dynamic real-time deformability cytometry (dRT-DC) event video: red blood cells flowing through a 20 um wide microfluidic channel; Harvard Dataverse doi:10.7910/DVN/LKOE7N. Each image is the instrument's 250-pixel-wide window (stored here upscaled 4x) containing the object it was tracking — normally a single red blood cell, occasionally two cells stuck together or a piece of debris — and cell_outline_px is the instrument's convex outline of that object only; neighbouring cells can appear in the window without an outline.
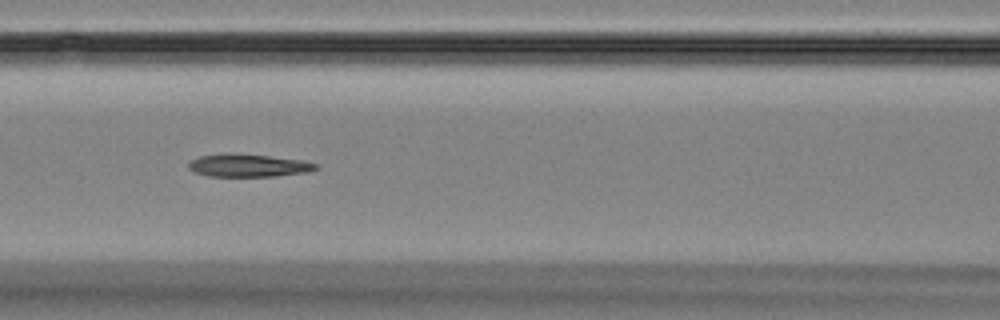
{"species": "Egyptian fruit bat (a non-hibernating species)", "species_latin": "Rousettus aegyptiacus", "temperature_condition": "room temperature", "stored_images_in_passage": 9, "camera_frame_rate_fps": 3000, "um_per_image_px": 0.085, "animal": {"sex": "female"}, "frame": {"image": 1, "passage_image": 7, "time_ms": 6.667, "image_size_px": [1000, 320], "cell_outline_px": [[320, 168], [308, 172], [276, 176], [208, 176], [192, 172], [188, 168], [188, 164], [192, 160], [200, 156], [268, 156], [304, 160], [320, 164]], "centroid_in_image_um": [21.22, 14.11], "position_along_channel_um": 145.4, "area_um2": 16.18}}
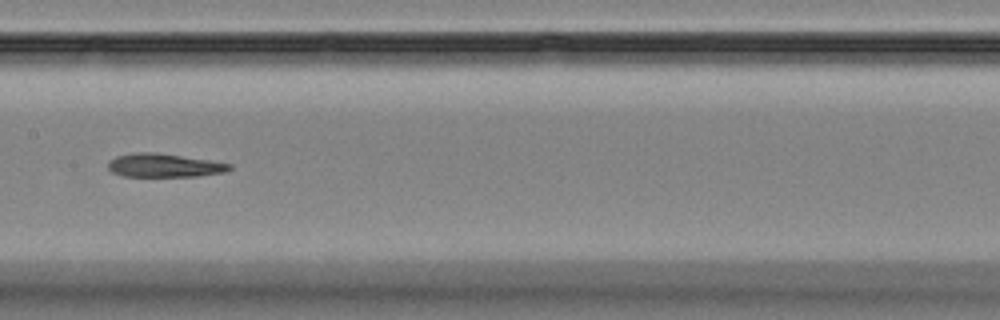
{"frame": {"image": 2, "passage_image": 8, "time_ms": 8.0, "image_size_px": [1000, 320], "cell_outline_px": [[232, 168], [224, 172], [196, 176], [124, 176], [112, 172], [108, 168], [108, 160], [116, 156], [136, 152], [156, 152], [208, 160], [232, 164]], "centroid_in_image_um": [13.92, 14.05], "position_along_channel_um": 193.5, "area_um2": 16.53}}
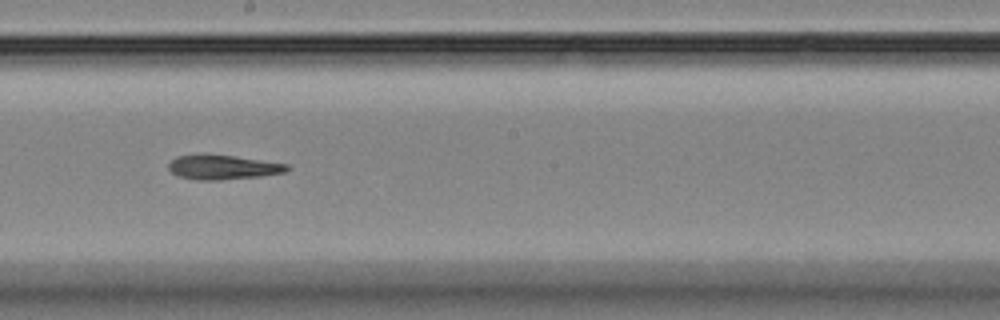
{"frame": {"image": 3, "passage_image": 9, "time_ms": 9.0, "image_size_px": [1000, 320], "cell_outline_px": [[292, 168], [284, 172], [260, 176], [220, 180], [196, 180], [176, 176], [168, 168], [168, 164], [176, 156], [236, 156], [288, 164]], "centroid_in_image_um": [18.97, 14.24], "position_along_channel_um": 229.2, "area_um2": 16.53}}